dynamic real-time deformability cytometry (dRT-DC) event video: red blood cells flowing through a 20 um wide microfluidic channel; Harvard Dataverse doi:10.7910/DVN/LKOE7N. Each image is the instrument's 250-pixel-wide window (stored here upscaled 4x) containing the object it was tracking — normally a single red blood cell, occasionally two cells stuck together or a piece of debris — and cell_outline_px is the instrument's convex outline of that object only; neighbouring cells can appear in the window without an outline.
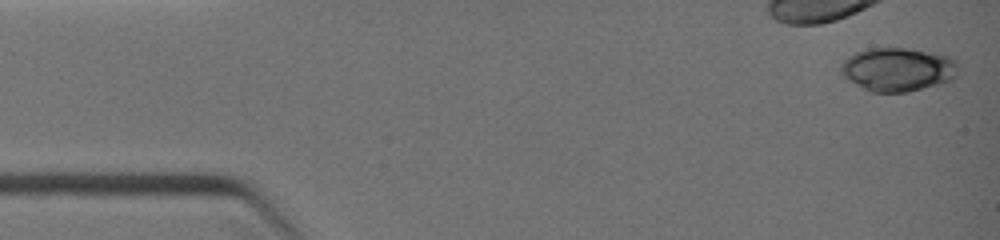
{"species": "common noctule bat (a hibernating species)", "species_latin": "Nyctalus noctula", "temperature_condition": "warm", "stored_images_in_passage": 6, "camera_frame_rate_fps": 3000, "um_per_image_px": 0.085, "animal": {"sex": "female", "body_mass_g": 19.0, "forearm_length_mm": 51.5}, "frame": {"image": 1, "passage_image": 1, "time_ms": 0.0, "image_size_px": [1000, 240], "cell_outline_px": [[956, 76], [952, 80], [940, 84], [908, 92], [868, 92], [844, 76], [840, 72], [840, 64], [848, 56], [856, 52], [868, 48], [904, 48], [948, 56], [956, 60]], "centroid_in_image_um": [76.28, 5.91], "position_along_channel_um": 8.7, "area_um2": 29.71}}